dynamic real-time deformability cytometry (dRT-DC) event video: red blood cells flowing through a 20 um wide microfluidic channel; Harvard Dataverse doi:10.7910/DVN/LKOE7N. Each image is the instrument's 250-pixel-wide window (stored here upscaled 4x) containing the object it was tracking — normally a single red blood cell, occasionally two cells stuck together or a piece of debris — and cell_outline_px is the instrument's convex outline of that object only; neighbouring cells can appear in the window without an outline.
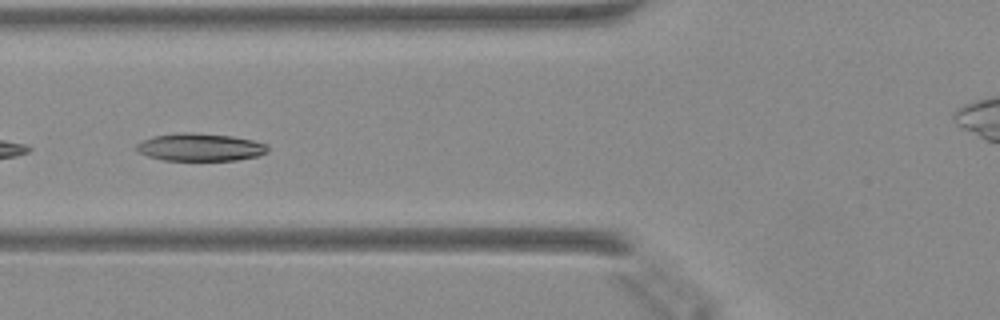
{"species": "Egyptian fruit bat (a non-hibernating species)", "species_latin": "Rousettus aegyptiacus", "temperature_condition": "warm", "stored_images_in_passage": 23, "camera_frame_rate_fps": 3000, "um_per_image_px": 0.085, "animal": {"sex": "female"}, "frame": {"image": 1, "passage_image": 5, "time_ms": 1.333, "image_size_px": [1000, 320], "cell_outline_px": [[268, 152], [256, 156], [236, 160], [164, 160], [148, 156], [140, 152], [136, 148], [136, 144], [152, 136], [184, 132], [192, 132], [232, 136], [252, 140], [268, 144]], "centroid_in_image_um": [17.03, 12.5], "position_along_channel_um": 108.8, "area_um2": 21.04}}
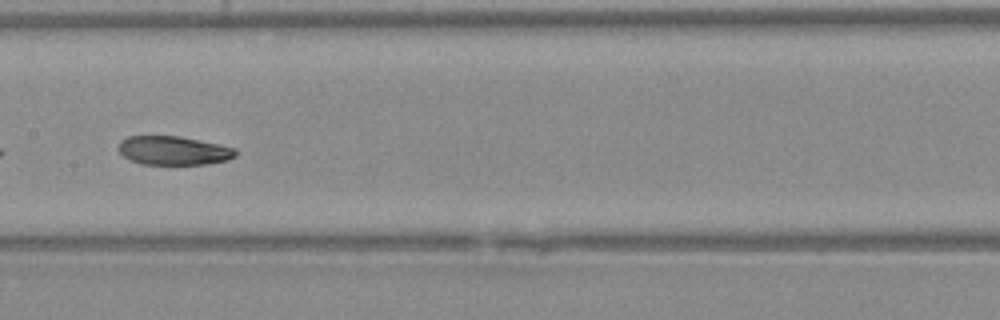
{"frame": {"image": 2, "passage_image": 11, "time_ms": 3.333, "image_size_px": [1000, 320], "cell_outline_px": [[236, 156], [228, 160], [208, 164], [140, 164], [124, 156], [120, 152], [120, 140], [128, 136], [180, 136], [200, 140], [236, 148]], "centroid_in_image_um": [14.78, 12.79], "position_along_channel_um": 192.6, "area_um2": 19.59}}
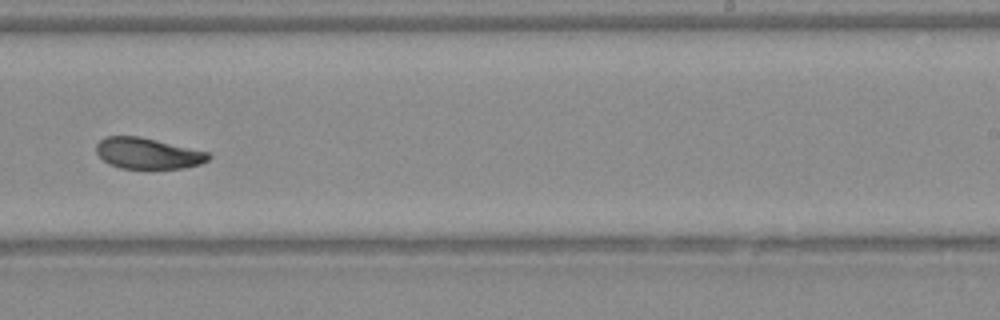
{"frame": {"image": 3, "passage_image": 17, "time_ms": 5.333, "image_size_px": [1000, 320], "cell_outline_px": [[212, 156], [208, 160], [200, 164], [184, 168], [120, 168], [108, 164], [96, 152], [96, 144], [104, 136], [140, 136], [208, 152]], "centroid_in_image_um": [12.55, 13.03], "position_along_channel_um": 276.5, "area_um2": 20.23}}